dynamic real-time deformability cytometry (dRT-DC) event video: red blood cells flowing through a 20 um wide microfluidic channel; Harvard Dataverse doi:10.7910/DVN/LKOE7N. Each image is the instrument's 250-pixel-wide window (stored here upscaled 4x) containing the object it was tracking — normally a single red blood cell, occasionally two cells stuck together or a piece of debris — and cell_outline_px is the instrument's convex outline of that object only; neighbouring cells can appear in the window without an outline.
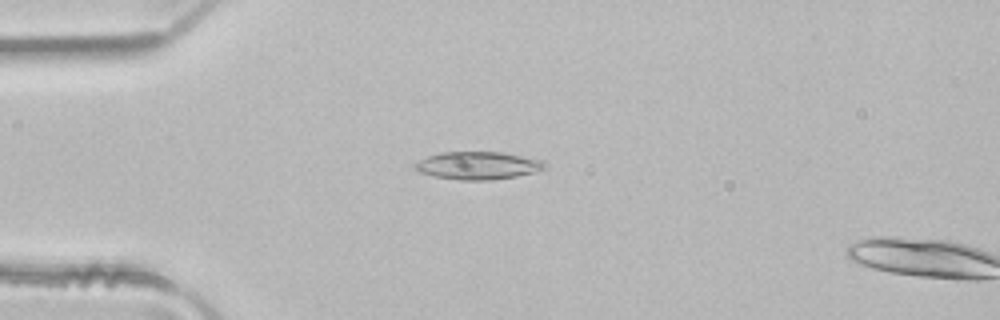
{"species": "common noctule bat (a hibernating species)", "species_latin": "Nyctalus noctula", "temperature_condition": "room temperature", "stored_images_in_passage": 4, "camera_frame_rate_fps": 3000, "um_per_image_px": 0.085, "animal": {"sex": "male", "body_mass_g": 21.5, "forearm_length_mm": 52.0}, "frame": {"image": 1, "passage_image": 3, "time_ms": 0.667, "image_size_px": [1000, 320], "cell_outline_px": [[544, 168], [532, 172], [516, 176], [492, 180], [460, 180], [432, 176], [420, 172], [412, 164], [428, 156], [440, 152], [500, 152], [540, 160], [544, 164]], "centroid_in_image_um": [40.54, 14.07], "position_along_channel_um": 44.5, "area_um2": 20.63}}